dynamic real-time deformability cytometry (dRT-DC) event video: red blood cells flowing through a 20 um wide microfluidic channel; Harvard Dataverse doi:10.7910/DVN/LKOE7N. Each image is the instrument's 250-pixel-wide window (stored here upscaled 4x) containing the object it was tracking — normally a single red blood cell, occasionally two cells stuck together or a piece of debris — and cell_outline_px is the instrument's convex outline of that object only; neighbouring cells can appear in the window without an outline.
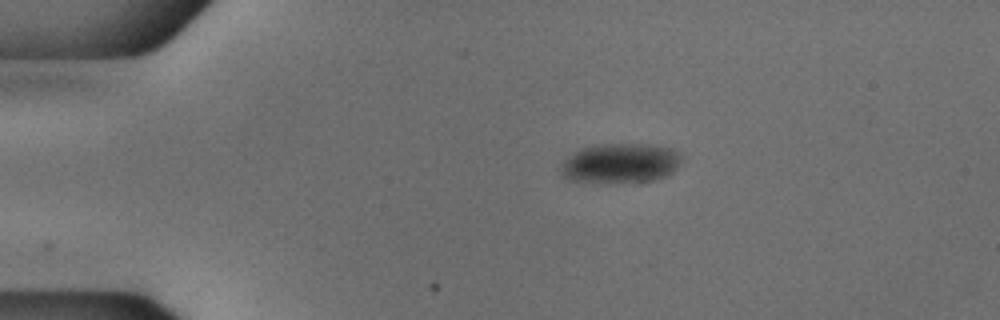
{"species": "common noctule bat (a hibernating species)", "species_latin": "Nyctalus noctula", "temperature_condition": "cold", "stored_images_in_passage": 44, "camera_frame_rate_fps": 3000, "um_per_image_px": 0.085, "animal": {"sex": "male", "body_mass_g": 18.8}, "frame": {"image": 1, "passage_image": 1, "time_ms": 0.0, "image_size_px": [1000, 320], "cell_outline_px": [[684, 160], [668, 176], [644, 184], [592, 184], [568, 180], [560, 172], [560, 168], [564, 160], [576, 152], [584, 148], [604, 144], [648, 144], [668, 148], [684, 156]], "centroid_in_image_um": [52.77, 13.95], "position_along_channel_um": 32.2, "area_um2": 29.02}}
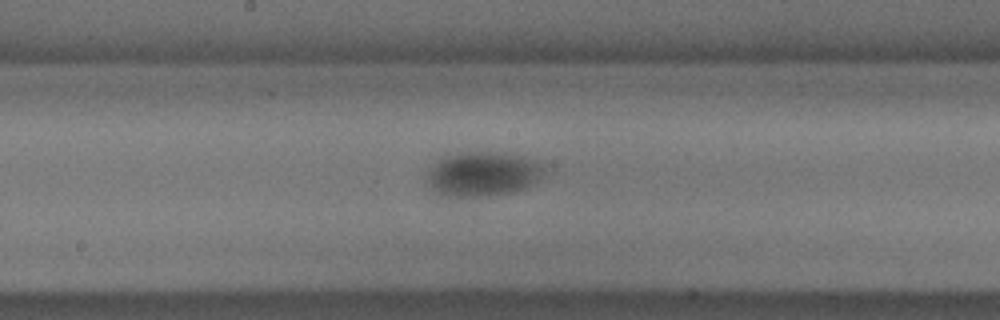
{"frame": {"image": 2, "passage_image": 19, "time_ms": 6.0, "image_size_px": [1000, 320], "cell_outline_px": [[544, 172], [532, 184], [516, 192], [480, 196], [440, 196], [428, 184], [428, 168], [432, 164], [448, 156], [468, 152], [504, 152], [524, 156], [540, 164], [544, 168]], "centroid_in_image_um": [41.03, 14.79], "position_along_channel_um": 207.2, "area_um2": 30.11}}
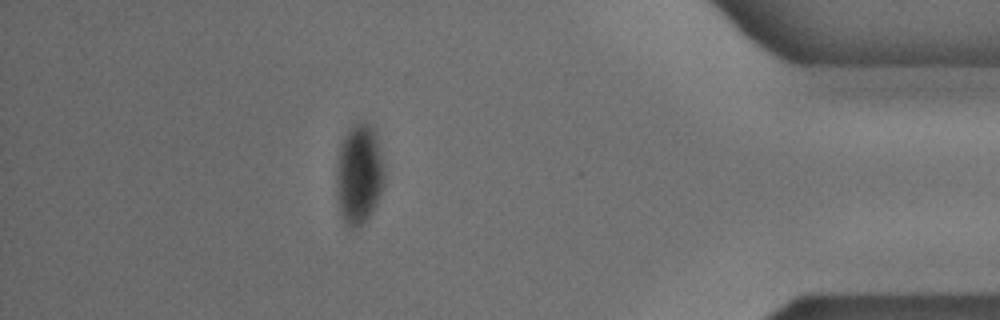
{"frame": {"image": 3, "passage_image": 38, "time_ms": 12.333, "image_size_px": [1000, 320], "cell_outline_px": [[384, 184], [376, 204], [368, 220], [360, 228], [348, 228], [340, 212], [336, 188], [336, 172], [340, 144], [344, 136], [356, 124], [364, 120], [376, 128], [384, 168]], "centroid_in_image_um": [30.54, 14.82], "position_along_channel_um": 404.7, "area_um2": 28.44}}